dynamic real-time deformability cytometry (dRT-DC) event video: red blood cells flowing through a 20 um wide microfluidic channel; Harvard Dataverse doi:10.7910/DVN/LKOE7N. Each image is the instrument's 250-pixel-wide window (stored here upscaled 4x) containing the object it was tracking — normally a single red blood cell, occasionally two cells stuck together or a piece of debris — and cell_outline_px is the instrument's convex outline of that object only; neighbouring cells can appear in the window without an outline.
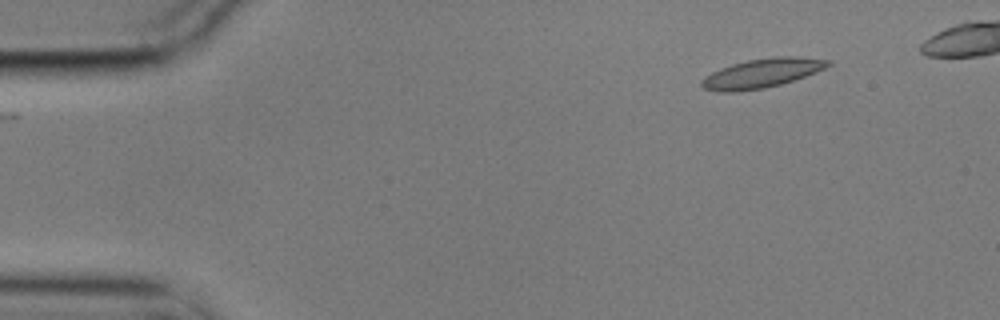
{"species": "common noctule bat (a hibernating species)", "species_latin": "Nyctalus noctula", "temperature_condition": "cold", "stored_images_in_passage": 47, "camera_frame_rate_fps": 3000, "um_per_image_px": 0.085, "animal": {"sex": "male", "body_mass_g": 17.9}, "frame": {"image": 1, "passage_image": 1, "time_ms": 0.0, "image_size_px": [1000, 320], "cell_outline_px": [[832, 64], [816, 72], [780, 84], [764, 88], [736, 92], [716, 92], [704, 88], [700, 84], [700, 80], [712, 72], [720, 68], [732, 64], [748, 60], [776, 56], [796, 56], [832, 60]], "centroid_in_image_um": [64.74, 6.22], "position_along_channel_um": 20.3, "area_um2": 21.44}}
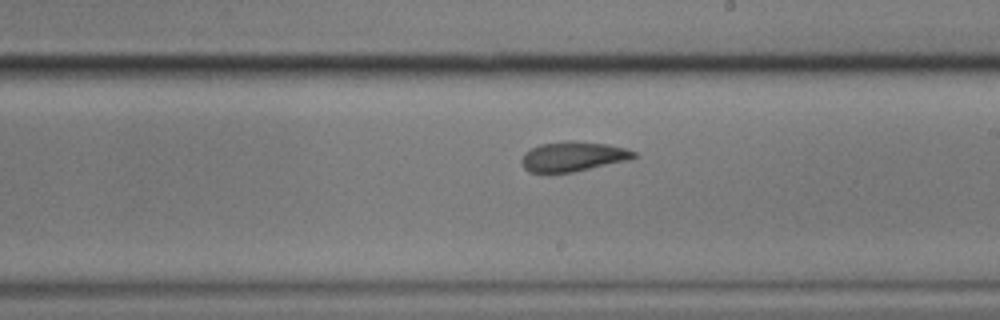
{"frame": {"image": 2, "passage_image": 27, "time_ms": 8.667, "image_size_px": [1000, 320], "cell_outline_px": [[636, 156], [628, 160], [572, 172], [528, 172], [524, 168], [520, 160], [524, 152], [540, 144], [568, 140], [576, 140], [608, 144], [628, 148], [636, 152]], "centroid_in_image_um": [48.7, 13.28], "position_along_channel_um": 240.3, "area_um2": 19.59}}
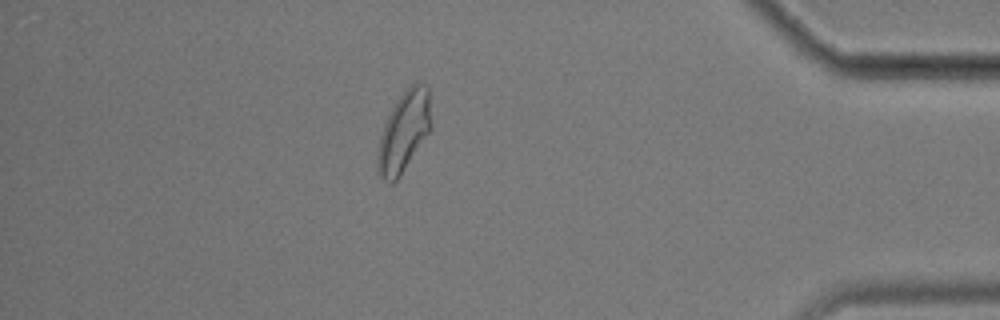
{"frame": {"image": 3, "passage_image": 44, "time_ms": 14.333, "image_size_px": [1000, 320], "cell_outline_px": [[432, 128], [400, 176], [392, 184], [384, 180], [380, 176], [376, 168], [376, 156], [380, 136], [384, 124], [392, 108], [400, 96], [416, 80], [420, 80], [428, 88], [432, 124]], "centroid_in_image_um": [34.33, 11.2], "position_along_channel_um": 400.9, "area_um2": 25.2}, "authors_computed_cell_mechanics": {"area_um2": 20.4612, "velocity_mm_per_s": 3.517, "shape_relaxation_time_tau1_ms": 5.5154, "shape_relaxation_time_tau2_ms": 2.3345, "deformation_change_tau1": 0.1515, "deformation_change_tau2": 0.0948}}